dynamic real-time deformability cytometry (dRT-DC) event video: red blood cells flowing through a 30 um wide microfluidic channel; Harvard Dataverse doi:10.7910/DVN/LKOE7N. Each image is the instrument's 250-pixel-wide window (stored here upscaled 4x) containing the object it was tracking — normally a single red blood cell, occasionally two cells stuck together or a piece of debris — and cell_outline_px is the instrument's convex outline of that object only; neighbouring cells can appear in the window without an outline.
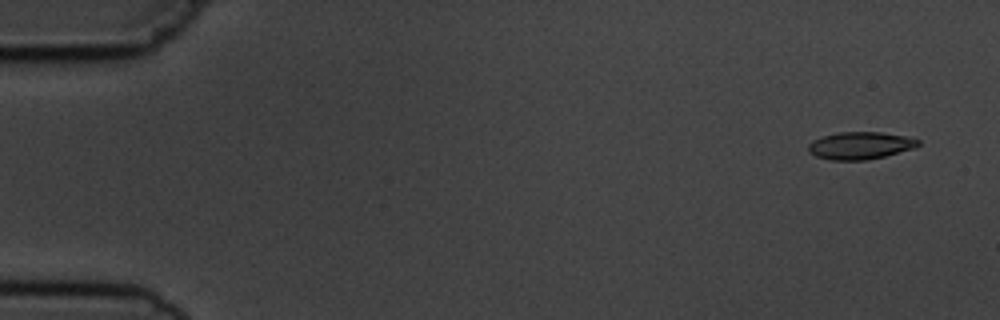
{"species": "common noctule bat (a hibernating species)", "species_latin": "Nyctalus noctula", "temperature_condition": "cold", "stored_images_in_passage": 5, "segment_of_instrument_passage": [1, 2], "camera_frame_rate_fps": 3000, "um_per_image_px": 0.085, "animal": {"sex": "male", "body_mass_g": 19.5, "forearm_length_mm": 54.6}, "frame": {"image": 1, "passage_image": 1, "time_ms": 0.0, "image_size_px": [1000, 320], "cell_outline_px": [[920, 144], [916, 148], [868, 160], [832, 160], [816, 156], [808, 152], [808, 144], [812, 140], [820, 136], [840, 132], [880, 132], [904, 136], [920, 140]], "centroid_in_image_um": [73.1, 12.37], "position_along_channel_um": 11.9, "area_um2": 17.63}}
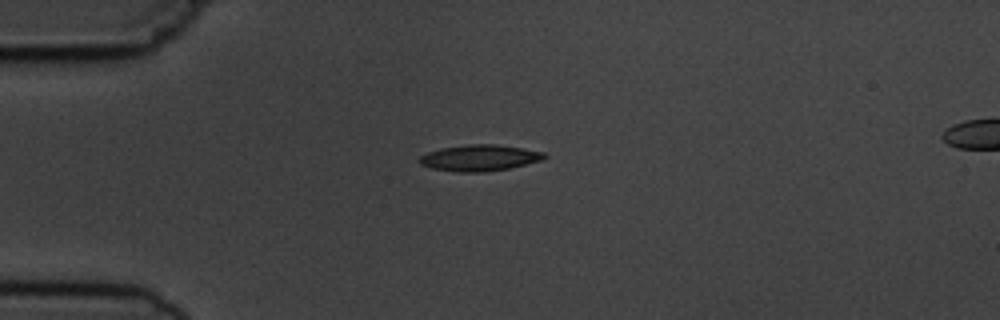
{"frame": {"image": 2, "passage_image": 4, "time_ms": 3.667, "image_size_px": [1000, 320], "cell_outline_px": [[548, 156], [540, 160], [508, 168], [484, 172], [460, 172], [432, 168], [420, 164], [416, 160], [420, 156], [428, 152], [440, 148], [468, 144], [492, 144], [520, 148], [544, 152]], "centroid_in_image_um": [40.7, 13.41], "position_along_channel_um": 44.3, "area_um2": 18.84}}